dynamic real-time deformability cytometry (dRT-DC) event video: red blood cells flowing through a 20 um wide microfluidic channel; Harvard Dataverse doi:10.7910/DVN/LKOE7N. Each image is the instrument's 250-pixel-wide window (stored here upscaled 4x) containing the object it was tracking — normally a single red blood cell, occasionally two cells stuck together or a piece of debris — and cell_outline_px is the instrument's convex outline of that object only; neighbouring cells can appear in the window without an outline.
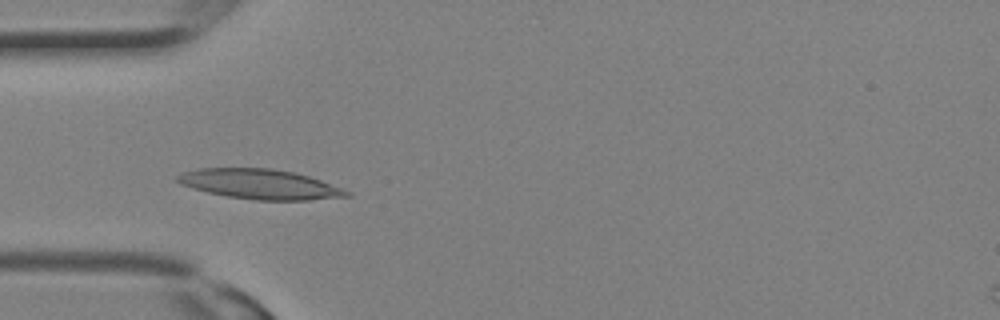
{"species": "Egyptian fruit bat (a non-hibernating species)", "species_latin": "Rousettus aegyptiacus", "temperature_condition": "room temperature", "stored_images_in_passage": 19, "camera_frame_rate_fps": 3000, "um_per_image_px": 0.085, "animal": {"sex": "female"}, "frame": {"image": 1, "passage_image": 8, "time_ms": 2.333, "image_size_px": [1000, 320], "cell_outline_px": [[352, 196], [308, 200], [256, 200], [228, 196], [208, 192], [192, 188], [180, 184], [176, 180], [176, 176], [180, 172], [200, 168], [272, 168], [292, 172], [308, 176], [320, 180], [352, 192]], "centroid_in_image_um": [22.08, 15.65], "position_along_channel_um": 62.9, "area_um2": 29.42}}
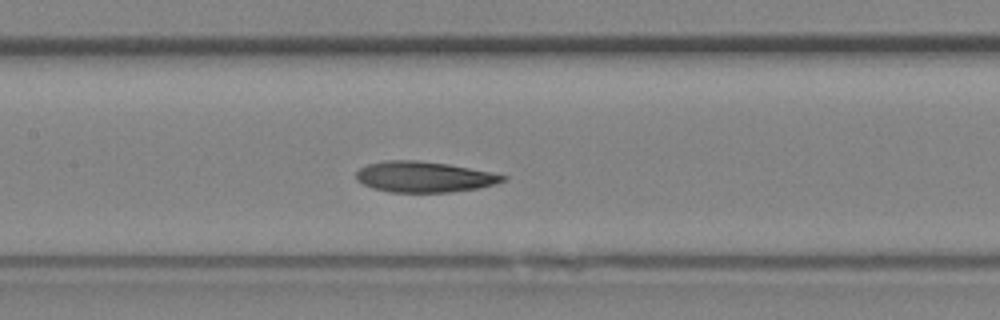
{"frame": {"image": 2, "passage_image": 13, "time_ms": 4.0, "image_size_px": [1000, 320], "cell_outline_px": [[508, 176], [504, 180], [496, 184], [480, 188], [452, 192], [388, 192], [372, 188], [356, 180], [356, 172], [360, 168], [368, 164], [384, 160], [416, 160], [448, 164]], "centroid_in_image_um": [36.02, 15.04], "position_along_channel_um": 171.4, "area_um2": 26.24}}
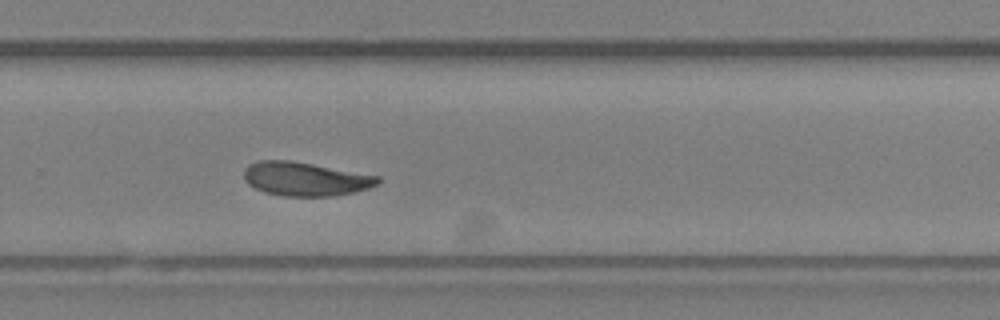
{"frame": {"image": 3, "passage_image": 19, "time_ms": 6.0, "image_size_px": [1000, 320], "cell_outline_px": [[380, 180], [376, 184], [368, 188], [352, 192], [332, 196], [284, 196], [264, 192], [248, 184], [244, 180], [244, 168], [248, 164], [256, 160], [288, 160], [312, 164], [380, 176]], "centroid_in_image_um": [25.9, 15.2], "position_along_channel_um": 303.9, "area_um2": 26.24}}